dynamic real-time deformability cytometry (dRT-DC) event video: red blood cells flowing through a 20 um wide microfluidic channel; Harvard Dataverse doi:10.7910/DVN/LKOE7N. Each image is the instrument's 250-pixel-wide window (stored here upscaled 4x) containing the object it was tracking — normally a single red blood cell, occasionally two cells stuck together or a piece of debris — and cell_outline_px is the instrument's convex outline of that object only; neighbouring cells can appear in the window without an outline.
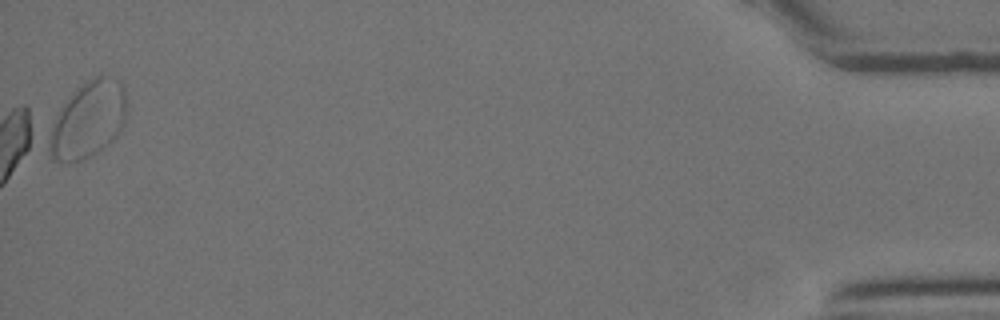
{"species": "Egyptian fruit bat (a non-hibernating species)", "species_latin": "Rousettus aegyptiacus", "temperature_condition": "room temperature", "stored_images_in_passage": 23, "segment_of_instrument_passage": [2, 2], "camera_frame_rate_fps": 3000, "um_per_image_px": 0.085, "animal": {"sex": "female"}, "frame": {"image": 1, "passage_image": 23, "time_ms": 7.333, "image_size_px": [1000, 320], "cell_outline_px": [[128, 108], [124, 120], [116, 136], [108, 144], [96, 152], [80, 160], [52, 160], [44, 144], [52, 124], [56, 116], [68, 96], [84, 80], [96, 76], [108, 76], [120, 80], [124, 84], [128, 96]], "centroid_in_image_um": [7.49, 10.12], "position_along_channel_um": 427.7, "area_um2": 35.14}}